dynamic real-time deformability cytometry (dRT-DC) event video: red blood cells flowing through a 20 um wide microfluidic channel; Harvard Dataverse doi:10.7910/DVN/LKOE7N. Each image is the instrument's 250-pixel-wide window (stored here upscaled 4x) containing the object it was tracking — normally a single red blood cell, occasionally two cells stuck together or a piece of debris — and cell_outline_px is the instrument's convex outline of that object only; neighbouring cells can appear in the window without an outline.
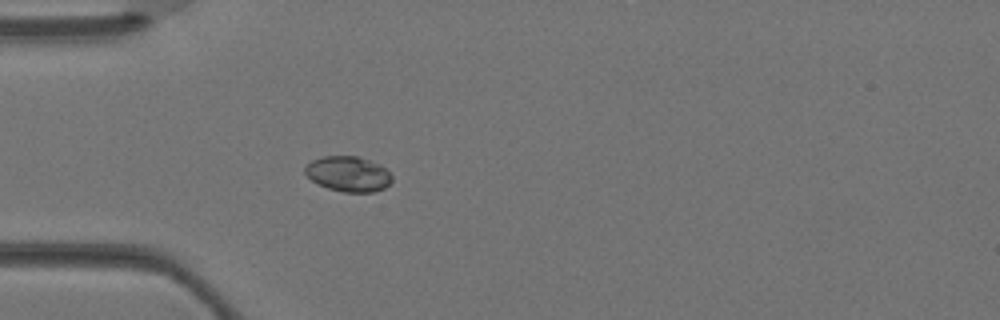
{"species": "Egyptian fruit bat (a non-hibernating species)", "species_latin": "Rousettus aegyptiacus", "temperature_condition": "warm", "stored_images_in_passage": 4, "camera_frame_rate_fps": 3000, "um_per_image_px": 0.085, "animal": {"sex": "female"}, "frame": {"image": 1, "passage_image": 4, "time_ms": 1.0, "image_size_px": [1000, 320], "cell_outline_px": [[392, 180], [384, 188], [372, 192], [344, 192], [328, 188], [312, 180], [304, 172], [304, 168], [312, 160], [324, 156], [356, 156], [380, 164], [392, 176]], "centroid_in_image_um": [29.6, 14.78], "position_along_channel_um": 55.4, "area_um2": 17.63}}